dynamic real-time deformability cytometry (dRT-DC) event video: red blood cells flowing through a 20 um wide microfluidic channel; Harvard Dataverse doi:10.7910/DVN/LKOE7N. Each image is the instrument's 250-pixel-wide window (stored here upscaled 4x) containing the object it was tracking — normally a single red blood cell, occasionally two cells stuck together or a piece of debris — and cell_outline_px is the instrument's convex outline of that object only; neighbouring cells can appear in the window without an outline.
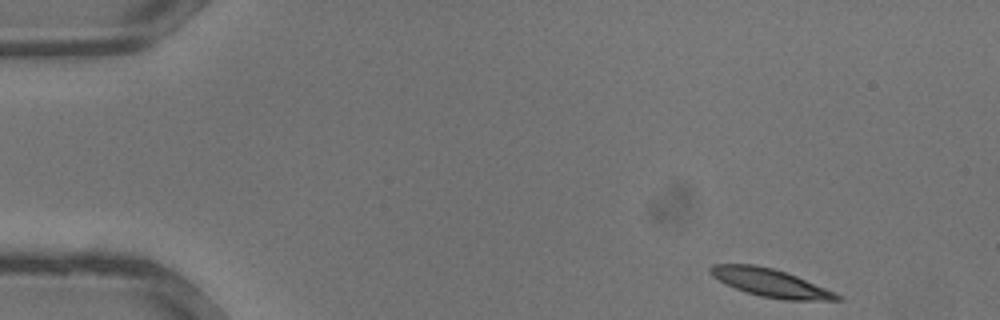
{"species": "common noctule bat (a hibernating species)", "species_latin": "Nyctalus noctula", "temperature_condition": "warm", "stored_images_in_passage": 32, "camera_frame_rate_fps": 3000, "um_per_image_px": 0.085, "animal": {"sex": "male", "body_mass_g": 13.3}, "frame": {"image": 1, "passage_image": 1, "time_ms": 0.0, "image_size_px": [1000, 320], "cell_outline_px": [[844, 300], [784, 300], [760, 296], [744, 292], [712, 276], [708, 272], [708, 268], [712, 264], [756, 264], [772, 268], [796, 276], [836, 292]], "centroid_in_image_um": [65.48, 24.04], "position_along_channel_um": 19.5, "area_um2": 20.58}}
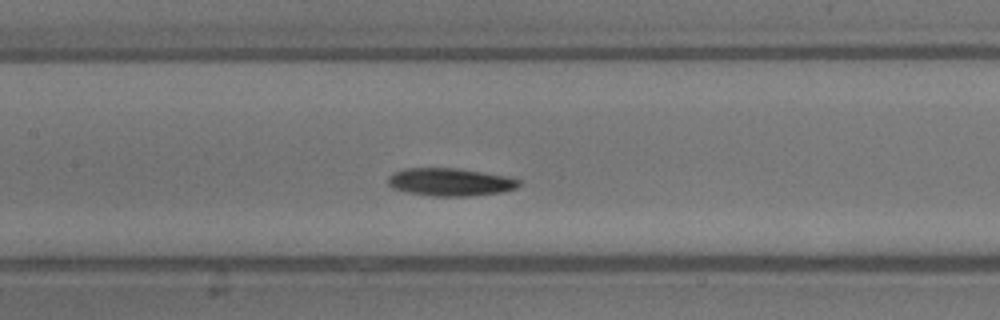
{"frame": {"image": 2, "passage_image": 14, "time_ms": 4.333, "image_size_px": [1000, 320], "cell_outline_px": [[520, 184], [516, 188], [500, 192], [468, 196], [432, 196], [408, 192], [392, 188], [388, 184], [388, 176], [392, 172], [404, 168], [460, 168], [512, 176], [520, 180]], "centroid_in_image_um": [38.28, 15.45], "position_along_channel_um": 169.1, "area_um2": 21.5}}
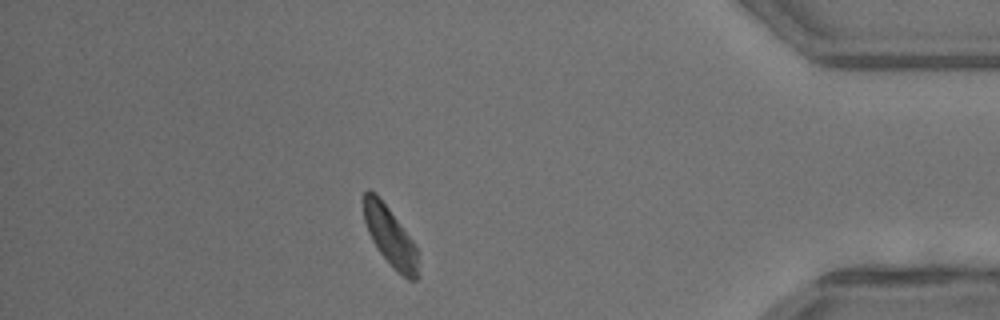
{"frame": {"image": 3, "passage_image": 28, "time_ms": 9.0, "image_size_px": [1000, 320], "cell_outline_px": [[420, 276], [416, 280], [408, 280], [396, 272], [392, 268], [376, 248], [368, 232], [364, 220], [364, 192], [368, 188], [376, 192], [412, 240], [416, 248]], "centroid_in_image_um": [33.17, 20.15], "position_along_channel_um": 402.0, "area_um2": 18.9}}